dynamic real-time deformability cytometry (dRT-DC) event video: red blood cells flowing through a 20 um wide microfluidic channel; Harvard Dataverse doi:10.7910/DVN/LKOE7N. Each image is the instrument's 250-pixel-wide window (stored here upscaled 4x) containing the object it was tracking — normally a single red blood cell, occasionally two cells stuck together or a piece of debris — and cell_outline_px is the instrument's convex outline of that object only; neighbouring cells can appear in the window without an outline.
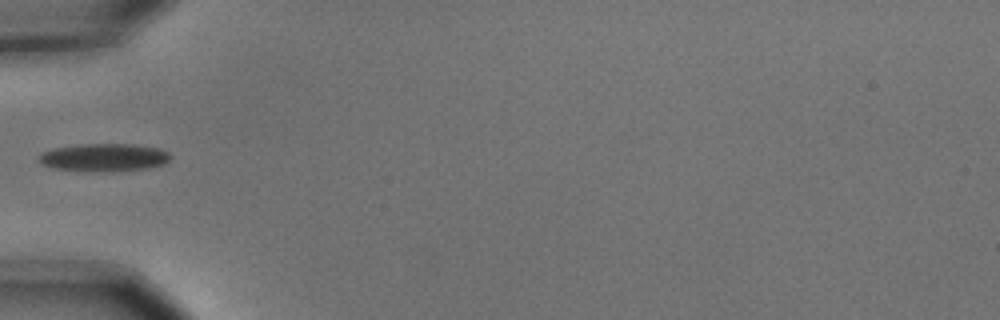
{"species": "common noctule bat (a hibernating species)", "species_latin": "Nyctalus noctula", "temperature_condition": "cold", "stored_images_in_passage": 4, "camera_frame_rate_fps": 3000, "um_per_image_px": 0.085, "animal": {"sex": "male", "body_mass_g": 15.6}, "frame": {"image": 1, "passage_image": 4, "time_ms": 1.0, "image_size_px": [1000, 320], "cell_outline_px": [[172, 156], [164, 164], [148, 168], [92, 172], [52, 168], [44, 164], [40, 160], [40, 152], [52, 148], [80, 144], [132, 144], [160, 148], [168, 152]], "centroid_in_image_um": [8.84, 13.37], "position_along_channel_um": 76.2, "area_um2": 21.33}}